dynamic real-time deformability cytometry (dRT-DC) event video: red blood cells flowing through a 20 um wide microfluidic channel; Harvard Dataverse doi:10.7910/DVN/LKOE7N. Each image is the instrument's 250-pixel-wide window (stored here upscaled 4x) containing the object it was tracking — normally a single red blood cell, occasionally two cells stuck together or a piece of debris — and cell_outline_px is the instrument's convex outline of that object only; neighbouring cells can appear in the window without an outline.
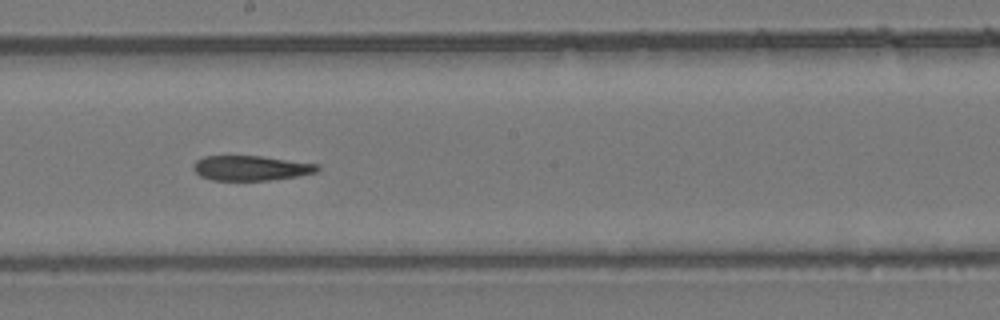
{"species": "common noctule bat (a hibernating species)", "species_latin": "Nyctalus noctula", "temperature_condition": "room temperature", "stored_images_in_passage": 15, "camera_frame_rate_fps": 3000, "um_per_image_px": 0.085, "animal": {"sex": "female", "body_mass_g": 24.6, "forearm_length_mm": 56.2}, "frame": {"image": 1, "passage_image": 8, "time_ms": 9.333, "image_size_px": [1000, 320], "cell_outline_px": [[320, 168], [316, 172], [296, 176], [268, 180], [212, 180], [200, 176], [192, 168], [192, 164], [196, 160], [204, 156], [260, 156], [320, 164]], "centroid_in_image_um": [21.3, 14.28], "position_along_channel_um": 226.9, "area_um2": 17.98}}
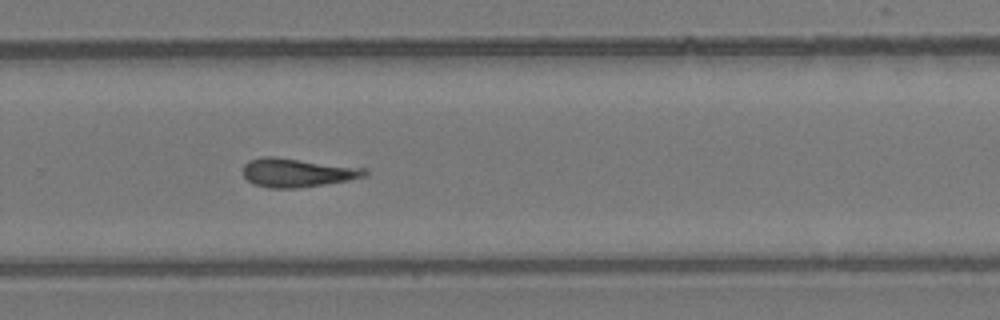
{"frame": {"image": 2, "passage_image": 10, "time_ms": 11.333, "image_size_px": [1000, 320], "cell_outline_px": [[368, 176], [348, 180], [300, 188], [268, 188], [252, 184], [244, 176], [244, 164], [248, 160], [264, 156], [272, 156], [364, 168], [368, 172]], "centroid_in_image_um": [25.24, 14.68], "position_along_channel_um": 304.6, "area_um2": 20.35}}
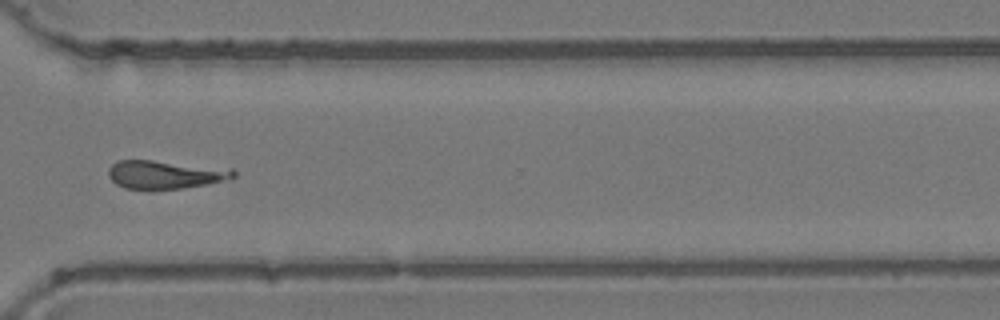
{"frame": {"image": 3, "passage_image": 11, "time_ms": 12.667, "image_size_px": [1000, 320], "cell_outline_px": [[236, 176], [232, 180], [184, 188], [124, 188], [116, 184], [108, 176], [108, 168], [116, 160], [152, 160], [232, 168], [236, 172]], "centroid_in_image_um": [14.11, 14.82], "position_along_channel_um": 356.5, "area_um2": 20.81}}